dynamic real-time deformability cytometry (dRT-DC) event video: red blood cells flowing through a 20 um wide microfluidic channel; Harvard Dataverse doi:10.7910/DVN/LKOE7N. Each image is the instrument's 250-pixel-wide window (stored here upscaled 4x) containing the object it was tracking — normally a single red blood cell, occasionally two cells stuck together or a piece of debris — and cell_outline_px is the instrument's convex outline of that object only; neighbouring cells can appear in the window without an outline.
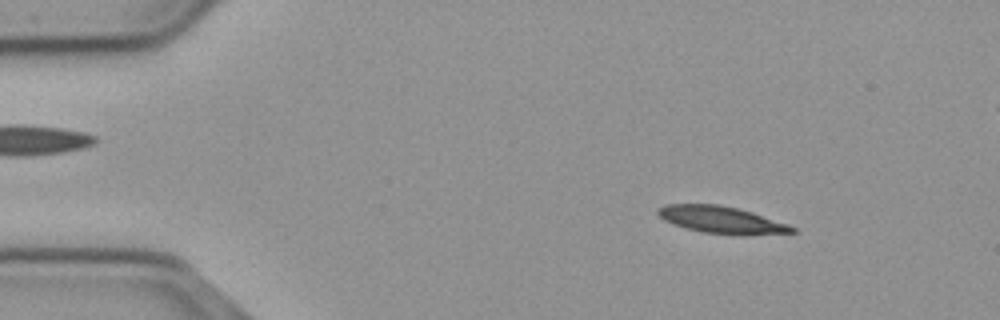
{"species": "common noctule bat (a hibernating species)", "species_latin": "Nyctalus noctula", "temperature_condition": "cold", "stored_images_in_passage": 56, "segment_of_instrument_passage": [1, 2], "camera_frame_rate_fps": 3000, "um_per_image_px": 0.085, "animal": {"sex": "male", "body_mass_g": 23.1, "forearm_length_mm": 52.7}, "frame": {"image": 1, "passage_image": 7, "time_ms": 2.0, "image_size_px": [1000, 320], "cell_outline_px": [[796, 232], [704, 232], [688, 228], [664, 220], [656, 212], [656, 208], [668, 204], [720, 204], [752, 212], [788, 224], [796, 228]], "centroid_in_image_um": [61.21, 18.61], "position_along_channel_um": 23.8, "area_um2": 19.77}}
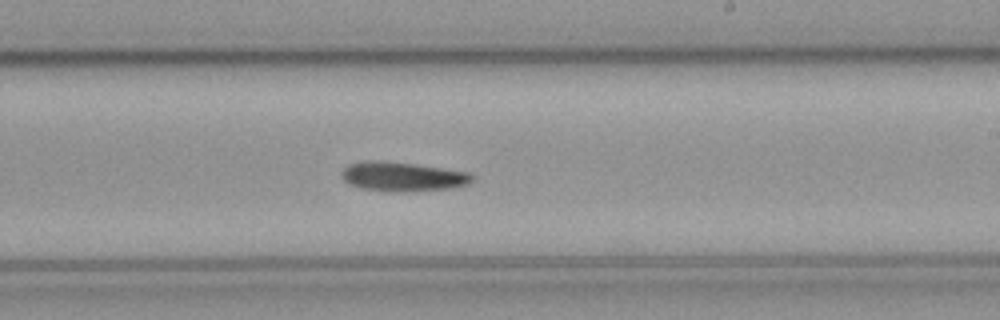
{"frame": {"image": 2, "passage_image": 32, "time_ms": 10.333, "image_size_px": [1000, 320], "cell_outline_px": [[472, 180], [468, 184], [448, 188], [408, 192], [396, 192], [360, 188], [348, 184], [340, 176], [344, 168], [352, 164], [368, 160], [376, 160], [412, 164], [468, 172], [472, 176]], "centroid_in_image_um": [34.17, 15.02], "position_along_channel_um": 254.8, "area_um2": 21.96}}
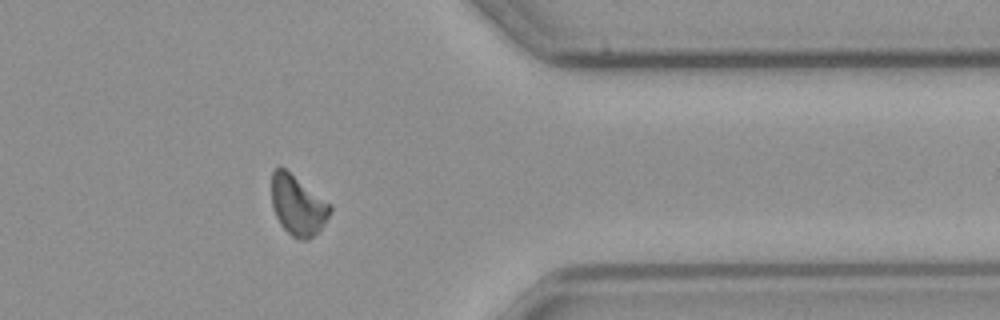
{"frame": {"image": 3, "passage_image": 44, "time_ms": 14.333, "image_size_px": [1000, 320], "cell_outline_px": [[332, 212], [324, 224], [308, 240], [300, 240], [292, 236], [280, 224], [276, 216], [272, 204], [272, 172], [280, 164], [332, 204]], "centroid_in_image_um": [25.32, 17.42], "position_along_channel_um": 386.1, "area_um2": 20.58}}